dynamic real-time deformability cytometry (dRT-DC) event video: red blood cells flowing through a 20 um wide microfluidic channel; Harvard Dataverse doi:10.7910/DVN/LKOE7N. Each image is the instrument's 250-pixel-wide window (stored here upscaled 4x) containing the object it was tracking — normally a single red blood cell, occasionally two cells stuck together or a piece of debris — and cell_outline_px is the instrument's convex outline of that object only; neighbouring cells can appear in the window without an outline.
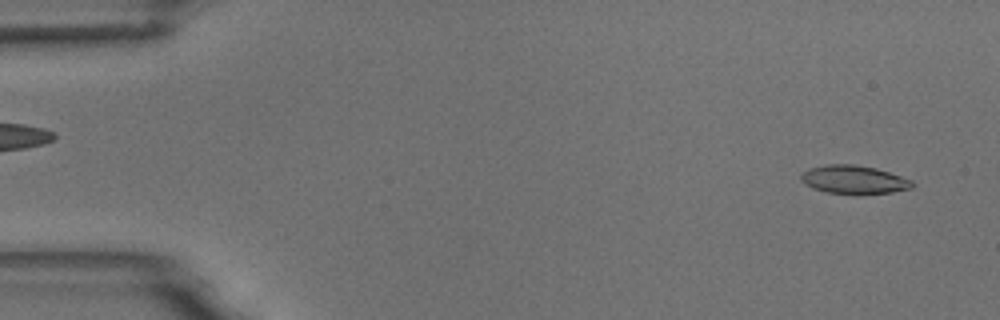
{"species": "common noctule bat (a hibernating species)", "species_latin": "Nyctalus noctula", "temperature_condition": "room temperature", "stored_images_in_passage": 5, "camera_frame_rate_fps": 3000, "um_per_image_px": 0.085, "animal": {"sex": "male", "body_mass_g": 18.8}, "frame": {"image": 1, "passage_image": 1, "time_ms": 0.0, "image_size_px": [1000, 320], "cell_outline_px": [[912, 188], [892, 192], [828, 192], [812, 188], [804, 184], [800, 180], [800, 176], [804, 172], [812, 168], [828, 164], [852, 164], [876, 168], [912, 180]], "centroid_in_image_um": [72.55, 15.24], "position_along_channel_um": 12.5, "area_um2": 17.69}}
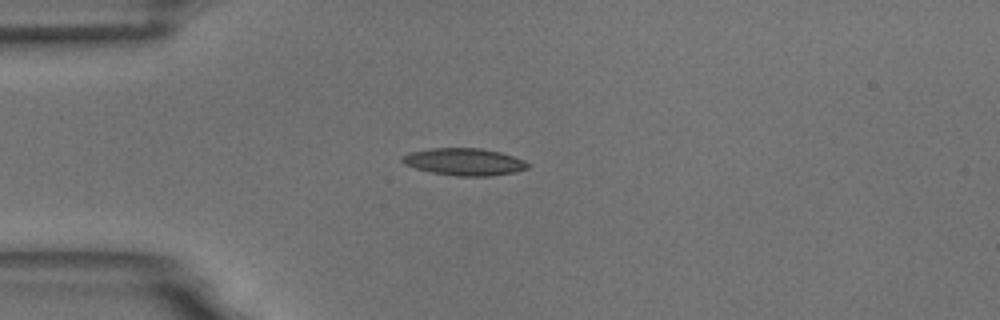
{"frame": {"image": 2, "passage_image": 4, "time_ms": 3.667, "image_size_px": [1000, 320], "cell_outline_px": [[528, 168], [516, 172], [492, 176], [456, 176], [432, 172], [416, 168], [404, 164], [400, 160], [400, 156], [408, 152], [432, 148], [480, 148], [500, 152], [524, 160], [528, 164]], "centroid_in_image_um": [39.43, 13.75], "position_along_channel_um": 45.6, "area_um2": 19.94}}